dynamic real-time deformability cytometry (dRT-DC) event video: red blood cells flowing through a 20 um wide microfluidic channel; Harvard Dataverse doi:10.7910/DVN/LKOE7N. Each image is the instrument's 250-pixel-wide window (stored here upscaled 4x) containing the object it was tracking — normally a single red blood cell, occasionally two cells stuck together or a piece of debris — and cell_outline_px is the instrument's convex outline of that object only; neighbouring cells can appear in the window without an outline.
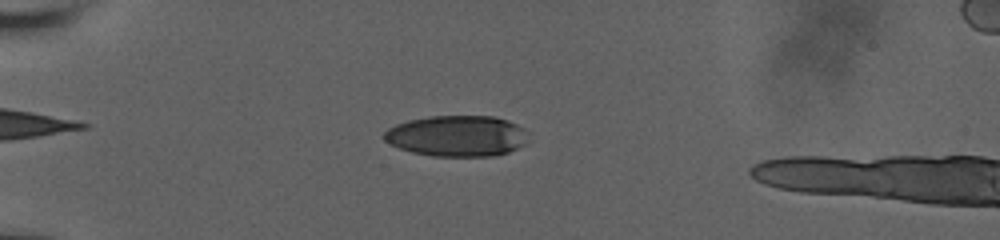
{"species": "human", "species_latin": "Homo sapiens", "temperature_condition": "room temperature", "stored_images_in_passage": 6, "camera_frame_rate_fps": 3000, "um_per_image_px": 0.085, "donor": {"sex": "male"}, "frame": {"image": 1, "passage_image": 3, "time_ms": 0.667, "image_size_px": [1000, 240], "cell_outline_px": [[532, 140], [528, 144], [508, 152], [496, 156], [432, 156], [412, 152], [400, 148], [384, 140], [384, 132], [388, 128], [396, 124], [408, 120], [428, 116], [496, 116], [508, 120], [524, 128], [528, 132]], "centroid_in_image_um": [38.93, 11.55], "position_along_channel_um": 46.1, "area_um2": 34.97}}